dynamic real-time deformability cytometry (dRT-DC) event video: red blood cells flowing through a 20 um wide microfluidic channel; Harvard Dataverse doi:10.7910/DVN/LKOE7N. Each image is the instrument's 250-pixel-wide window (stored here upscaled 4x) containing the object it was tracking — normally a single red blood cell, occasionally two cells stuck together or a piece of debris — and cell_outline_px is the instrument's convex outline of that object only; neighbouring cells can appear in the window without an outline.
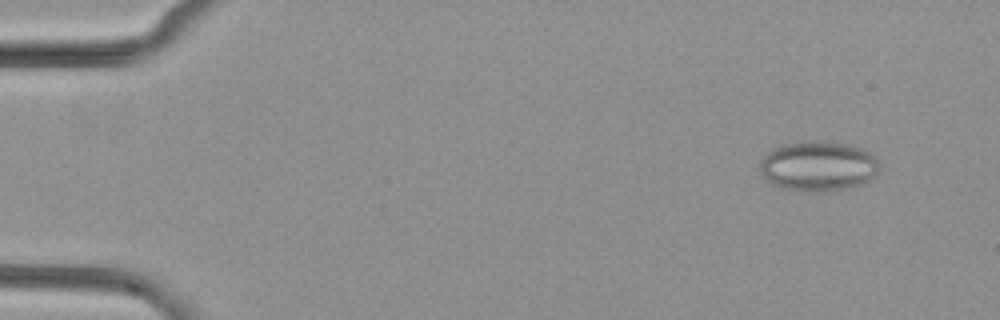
{"species": "common noctule bat (a hibernating species)", "species_latin": "Nyctalus noctula", "temperature_condition": "cold", "stored_images_in_passage": 51, "camera_frame_rate_fps": 3000, "um_per_image_px": 0.085, "animal": {"sex": "female", "body_mass_g": 29.2, "forearm_length_mm": 56.3}, "frame": {"image": 1, "passage_image": 2, "time_ms": 0.333, "image_size_px": [1000, 320], "cell_outline_px": [[880, 168], [876, 176], [864, 184], [852, 188], [832, 192], [816, 192], [780, 188], [772, 184], [760, 172], [760, 160], [772, 148], [784, 144], [804, 140], [824, 140], [848, 144], [860, 148], [876, 156], [880, 164]], "centroid_in_image_um": [69.59, 14.13], "position_along_channel_um": 15.4, "area_um2": 35.72}}
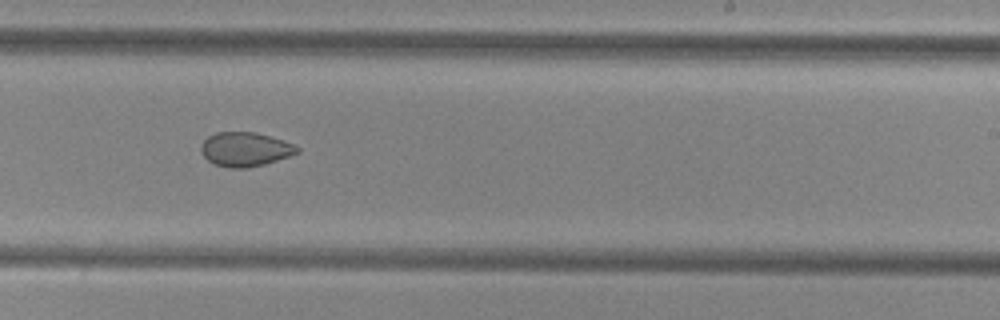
{"frame": {"image": 2, "passage_image": 30, "time_ms": 9.667, "image_size_px": [1000, 320], "cell_outline_px": [[300, 152], [264, 164], [248, 168], [228, 168], [216, 164], [208, 160], [204, 156], [200, 148], [204, 140], [208, 136], [216, 132], [256, 132], [292, 144], [300, 148]], "centroid_in_image_um": [20.82, 12.69], "position_along_channel_um": 268.2, "area_um2": 18.9}}
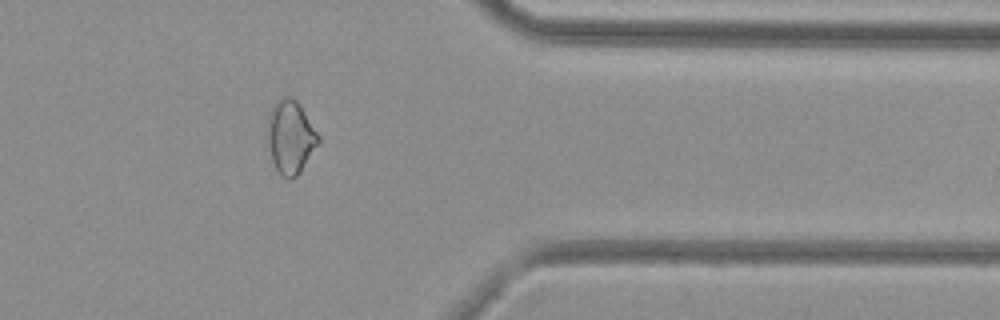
{"frame": {"image": 3, "passage_image": 40, "time_ms": 13.0, "image_size_px": [1000, 320], "cell_outline_px": [[320, 144], [300, 172], [296, 176], [288, 180], [280, 176], [272, 160], [268, 144], [268, 116], [276, 100], [284, 96], [288, 96], [296, 100], [300, 104], [320, 136]], "centroid_in_image_um": [24.72, 11.66], "position_along_channel_um": 386.7, "area_um2": 21.91}}